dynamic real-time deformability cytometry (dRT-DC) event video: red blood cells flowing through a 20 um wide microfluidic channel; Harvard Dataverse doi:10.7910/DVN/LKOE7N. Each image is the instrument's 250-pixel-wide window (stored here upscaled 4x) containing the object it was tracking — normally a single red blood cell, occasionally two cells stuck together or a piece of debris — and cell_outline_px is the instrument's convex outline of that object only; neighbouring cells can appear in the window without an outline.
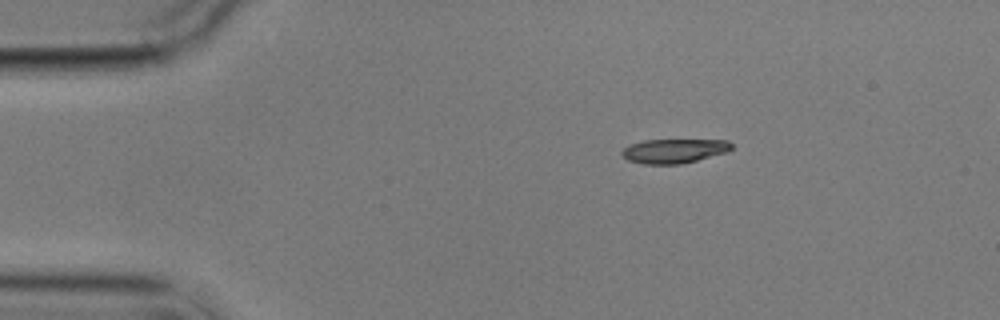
{"species": "common noctule bat (a hibernating species)", "species_latin": "Nyctalus noctula", "temperature_condition": "cold", "stored_images_in_passage": 4, "camera_frame_rate_fps": 3000, "um_per_image_px": 0.085, "animal": {"sex": "male", "body_mass_g": 17.9}, "frame": {"image": 1, "passage_image": 1, "time_ms": 0.0, "image_size_px": [1000, 320], "cell_outline_px": [[732, 148], [728, 152], [680, 164], [644, 164], [628, 160], [620, 152], [628, 144], [644, 140], [728, 140], [732, 144]], "centroid_in_image_um": [57.29, 12.82], "position_along_channel_um": 27.7, "area_um2": 15.49}}
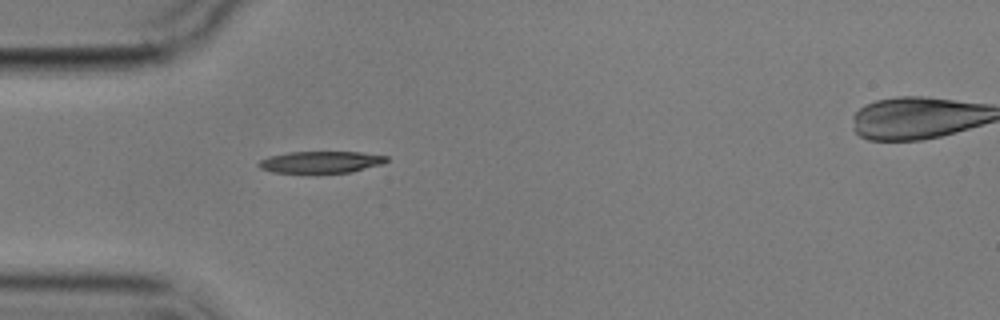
{"frame": {"image": 2, "passage_image": 3, "time_ms": 2.333, "image_size_px": [1000, 320], "cell_outline_px": [[388, 160], [384, 164], [352, 172], [272, 172], [260, 168], [256, 164], [260, 160], [268, 156], [288, 152], [360, 152], [388, 156]], "centroid_in_image_um": [27.29, 13.76], "position_along_channel_um": 57.7, "area_um2": 16.18}}